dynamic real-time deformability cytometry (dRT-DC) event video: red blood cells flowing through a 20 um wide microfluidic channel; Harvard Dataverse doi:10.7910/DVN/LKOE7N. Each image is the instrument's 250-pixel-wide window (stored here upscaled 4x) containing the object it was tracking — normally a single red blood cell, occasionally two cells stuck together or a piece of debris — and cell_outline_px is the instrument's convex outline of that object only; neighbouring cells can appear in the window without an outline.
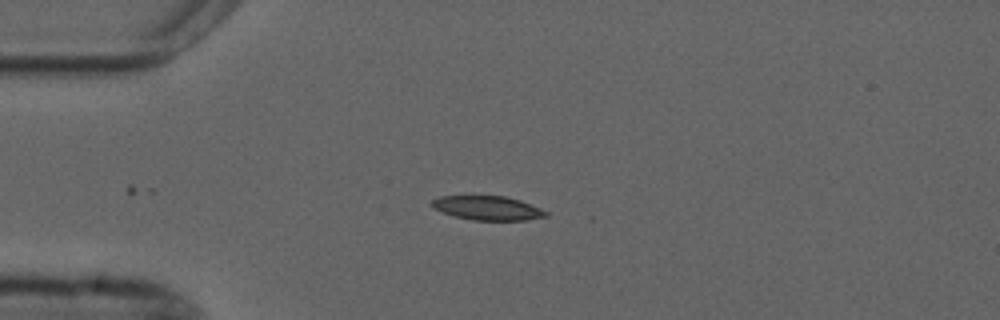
{"species": "common noctule bat (a hibernating species)", "species_latin": "Nyctalus noctula", "temperature_condition": "cold", "stored_images_in_passage": 7, "camera_frame_rate_fps": 3000, "um_per_image_px": 0.085, "animal": {"sex": "male", "forearm_length_mm": 52.5}, "frame": {"image": 1, "passage_image": 1, "time_ms": 0.0, "image_size_px": [1000, 320], "cell_outline_px": [[548, 216], [524, 220], [472, 220], [452, 216], [436, 208], [432, 204], [432, 200], [440, 196], [504, 196], [520, 200], [540, 208], [548, 212]], "centroid_in_image_um": [41.47, 17.68], "position_along_channel_um": 43.5, "area_um2": 15.84}}